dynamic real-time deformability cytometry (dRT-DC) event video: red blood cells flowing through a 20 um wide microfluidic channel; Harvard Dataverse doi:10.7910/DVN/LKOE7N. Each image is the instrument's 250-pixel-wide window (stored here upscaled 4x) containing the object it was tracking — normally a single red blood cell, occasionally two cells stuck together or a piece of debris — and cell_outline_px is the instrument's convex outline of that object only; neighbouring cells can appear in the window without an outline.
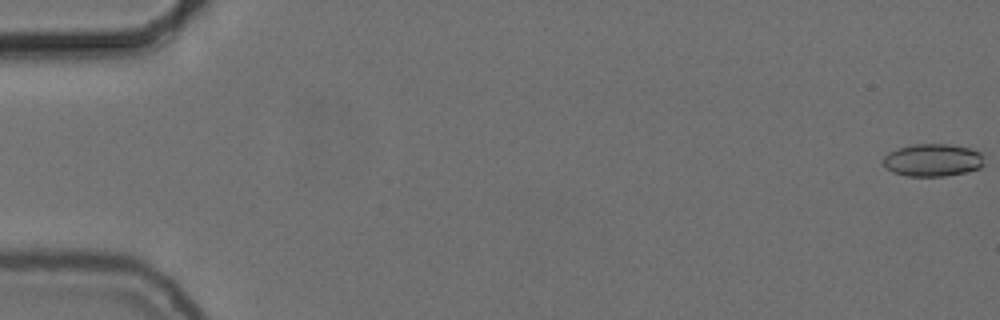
{"species": "common noctule bat (a hibernating species)", "species_latin": "Nyctalus noctula", "temperature_condition": "cold", "stored_images_in_passage": 56, "camera_frame_rate_fps": 3000, "um_per_image_px": 0.085, "animal": {"sex": "female", "body_mass_g": 24.6, "forearm_length_mm": 56.2}, "frame": {"image": 1, "passage_image": 1, "time_ms": 0.0, "image_size_px": [1000, 320], "cell_outline_px": [[984, 164], [980, 168], [968, 172], [944, 176], [908, 176], [892, 172], [884, 164], [884, 156], [888, 152], [912, 144], [948, 144], [968, 148], [980, 152]], "centroid_in_image_um": [79.29, 13.61], "position_along_channel_um": 5.7, "area_um2": 19.07}}
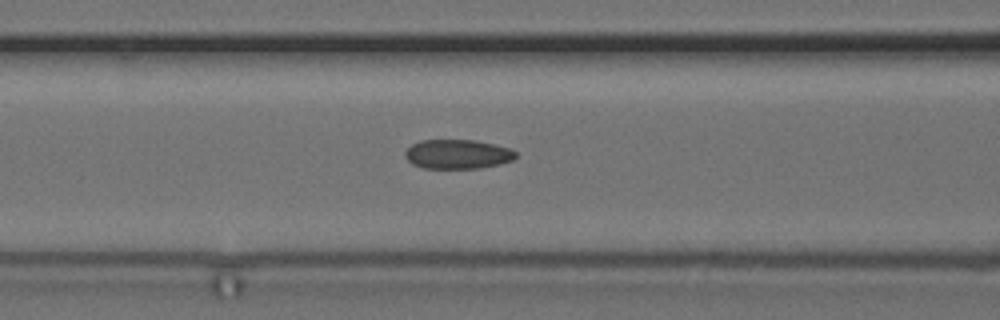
{"frame": {"image": 2, "passage_image": 24, "time_ms": 7.667, "image_size_px": [1000, 320], "cell_outline_px": [[516, 156], [512, 160], [500, 164], [480, 168], [424, 168], [412, 164], [404, 156], [404, 152], [412, 144], [420, 140], [476, 140], [512, 148], [516, 152]], "centroid_in_image_um": [38.9, 13.1], "position_along_channel_um": 127.7, "area_um2": 19.02}}
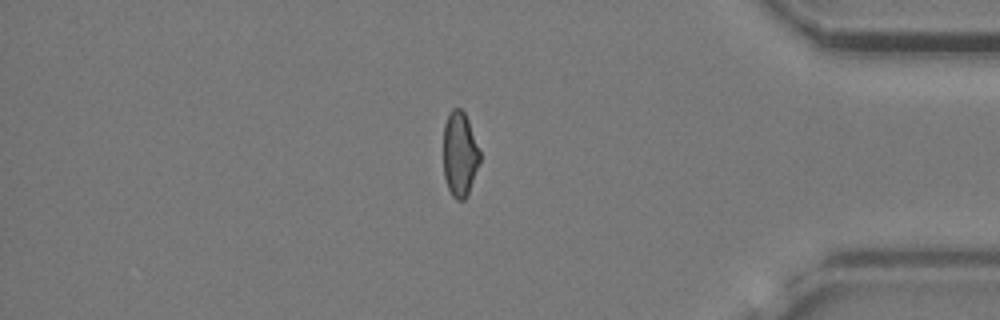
{"frame": {"image": 3, "passage_image": 48, "time_ms": 15.667, "image_size_px": [1000, 320], "cell_outline_px": [[480, 160], [468, 192], [464, 200], [456, 200], [452, 196], [448, 188], [444, 176], [444, 124], [452, 108], [460, 108], [464, 112], [468, 120], [480, 152]], "centroid_in_image_um": [39.07, 13.1], "position_along_channel_um": 396.1, "area_um2": 17.74}, "authors_computed_cell_mechanics": {"area_um2": 19.1318, "velocity_mm_per_s": 3.7327, "shape_relaxation_time_tau1_ms": null, "shape_relaxation_time_tau2_ms": 2.7226, "deformation_change_tau1": null, "deformation_change_tau2": 0.0921}}